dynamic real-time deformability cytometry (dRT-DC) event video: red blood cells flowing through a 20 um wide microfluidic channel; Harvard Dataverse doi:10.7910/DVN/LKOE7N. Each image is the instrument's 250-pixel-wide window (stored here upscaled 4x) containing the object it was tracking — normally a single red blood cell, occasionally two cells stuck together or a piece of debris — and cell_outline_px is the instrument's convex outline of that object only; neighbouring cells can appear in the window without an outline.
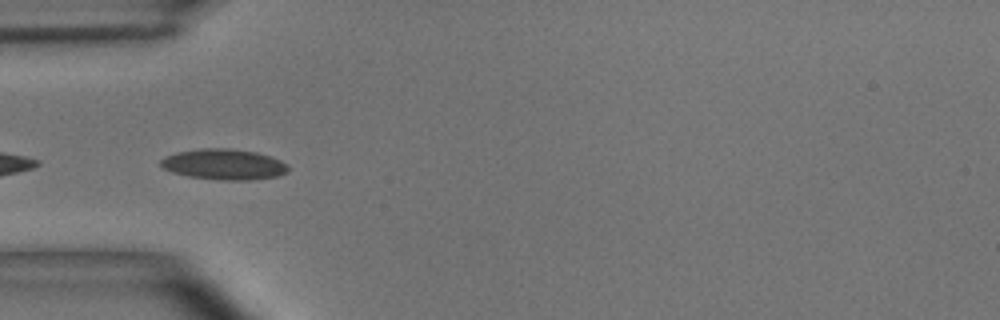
{"species": "common noctule bat (a hibernating species)", "species_latin": "Nyctalus noctula", "temperature_condition": "room temperature", "stored_images_in_passage": 7, "camera_frame_rate_fps": 3000, "um_per_image_px": 0.085, "animal": {"sex": "male", "body_mass_g": 15.6}, "frame": {"image": 1, "passage_image": 2, "time_ms": 0.333, "image_size_px": [1000, 320], "cell_outline_px": [[288, 172], [276, 176], [248, 180], [220, 180], [188, 176], [172, 172], [164, 168], [160, 164], [160, 160], [164, 156], [176, 152], [204, 148], [228, 148], [256, 152], [280, 160], [288, 164]], "centroid_in_image_um": [19.01, 13.97], "position_along_channel_um": 66.0, "area_um2": 22.72}}